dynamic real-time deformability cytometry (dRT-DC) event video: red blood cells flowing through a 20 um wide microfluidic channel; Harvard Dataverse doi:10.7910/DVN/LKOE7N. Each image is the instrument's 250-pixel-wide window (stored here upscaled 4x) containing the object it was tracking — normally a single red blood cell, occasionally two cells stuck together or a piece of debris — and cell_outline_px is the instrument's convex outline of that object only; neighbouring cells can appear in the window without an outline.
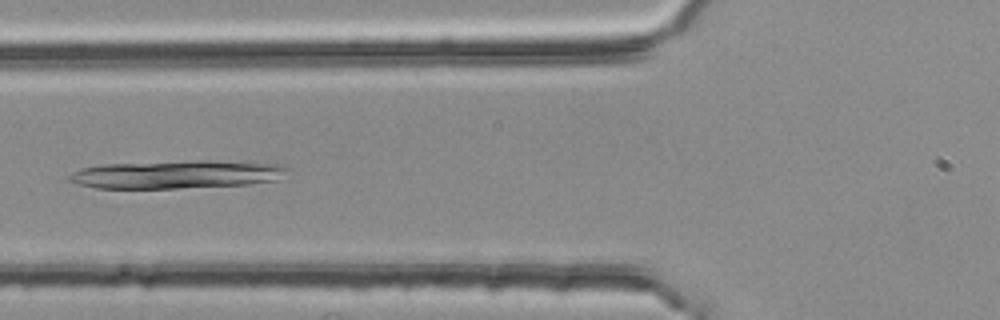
{"species": "common noctule bat (a hibernating species)", "species_latin": "Nyctalus noctula", "temperature_condition": "room temperature", "stored_images_in_passage": 45, "camera_frame_rate_fps": 3000, "um_per_image_px": 0.085, "animal": {"sex": "female", "body_mass_g": 25.1}, "frame": {"image": 1, "passage_image": 13, "time_ms": 4.0, "image_size_px": [1000, 320], "cell_outline_px": [[288, 168], [276, 180], [248, 184], [176, 188], [96, 188], [76, 184], [68, 180], [68, 176], [72, 172], [84, 168], [104, 164], [196, 160], [212, 160], [280, 164]], "centroid_in_image_um": [14.97, 14.82], "position_along_channel_um": 110.8, "area_um2": 35.6}}
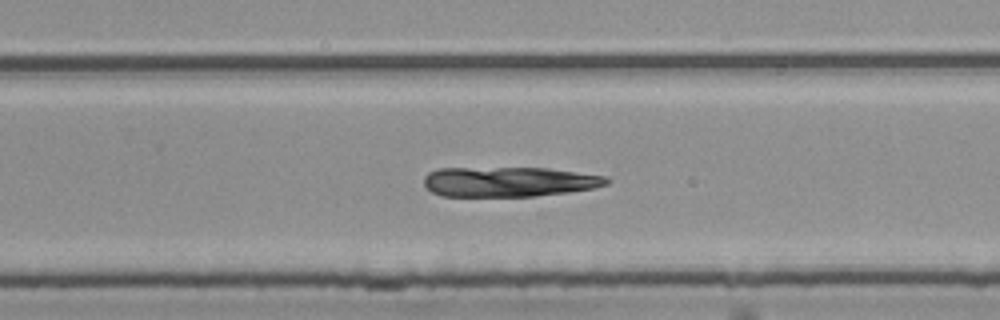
{"frame": {"image": 2, "passage_image": 27, "time_ms": 8.667, "image_size_px": [1000, 320], "cell_outline_px": [[612, 180], [608, 184], [592, 188], [568, 192], [536, 196], [440, 196], [432, 192], [424, 184], [424, 176], [428, 172], [436, 168], [548, 168], [608, 176]], "centroid_in_image_um": [43.27, 15.44], "position_along_channel_um": 286.5, "area_um2": 32.08}}
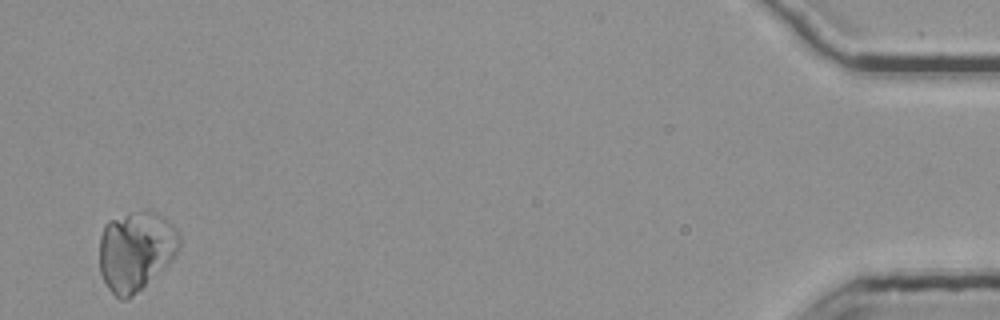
{"frame": {"image": 3, "passage_image": 45, "time_ms": 14.667, "image_size_px": [1000, 320], "cell_outline_px": [[180, 248], [176, 256], [164, 268], [128, 300], [120, 300], [108, 288], [100, 272], [100, 236], [104, 224], [108, 220], [128, 212], [148, 208], [164, 216], [176, 228], [180, 236]], "centroid_in_image_um": [11.56, 21.28], "position_along_channel_um": 423.6, "area_um2": 37.8}}